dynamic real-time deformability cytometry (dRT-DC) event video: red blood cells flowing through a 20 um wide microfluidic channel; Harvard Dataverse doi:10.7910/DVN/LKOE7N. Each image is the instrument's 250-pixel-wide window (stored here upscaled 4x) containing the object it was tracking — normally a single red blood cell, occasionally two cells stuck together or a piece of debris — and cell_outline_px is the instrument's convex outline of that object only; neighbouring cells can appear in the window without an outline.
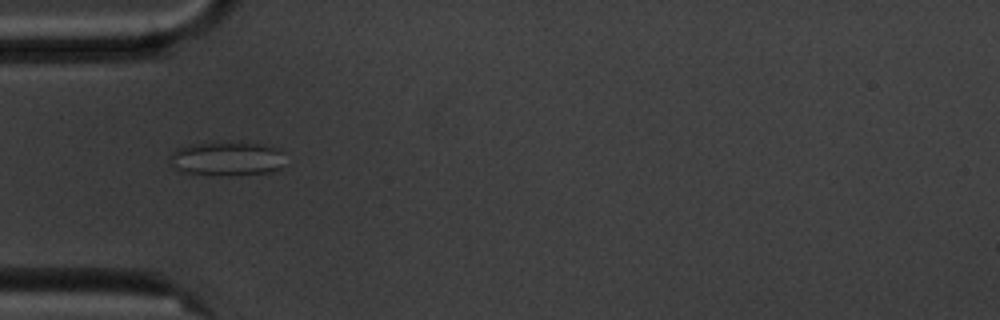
{"species": "common noctule bat (a hibernating species)", "species_latin": "Nyctalus noctula", "temperature_condition": "cold", "stored_images_in_passage": 6, "camera_frame_rate_fps": 3000, "um_per_image_px": 0.085, "animal": {"sex": "male", "body_mass_g": 20.1, "forearm_length_mm": 53.5}, "frame": {"image": 1, "passage_image": 2, "time_ms": 1.333, "image_size_px": [1000, 320], "cell_outline_px": [[280, 168], [272, 172], [180, 172], [172, 168], [168, 160], [168, 156], [176, 148], [192, 144], [260, 144], [276, 148], [280, 152]], "centroid_in_image_um": [19.15, 13.46], "position_along_channel_um": 65.9, "area_um2": 21.1}}
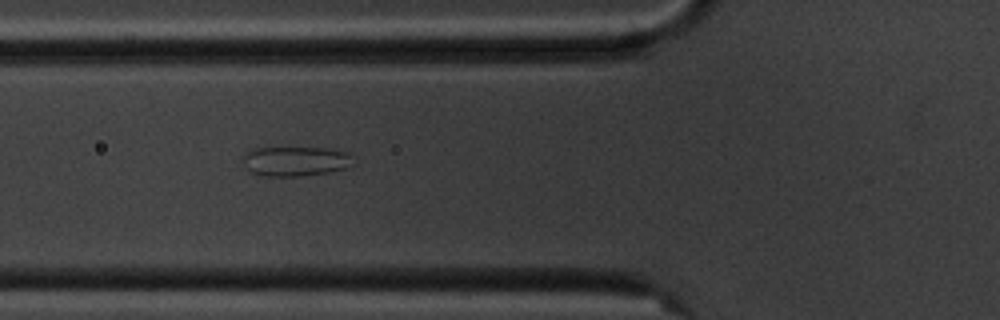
{"frame": {"image": 2, "passage_image": 3, "time_ms": 2.333, "image_size_px": [1000, 320], "cell_outline_px": [[356, 164], [344, 168], [328, 172], [296, 176], [260, 176], [244, 168], [244, 152], [256, 148], [328, 148], [344, 152], [352, 156]], "centroid_in_image_um": [25.1, 13.7], "position_along_channel_um": 100.7, "area_um2": 19.07}}